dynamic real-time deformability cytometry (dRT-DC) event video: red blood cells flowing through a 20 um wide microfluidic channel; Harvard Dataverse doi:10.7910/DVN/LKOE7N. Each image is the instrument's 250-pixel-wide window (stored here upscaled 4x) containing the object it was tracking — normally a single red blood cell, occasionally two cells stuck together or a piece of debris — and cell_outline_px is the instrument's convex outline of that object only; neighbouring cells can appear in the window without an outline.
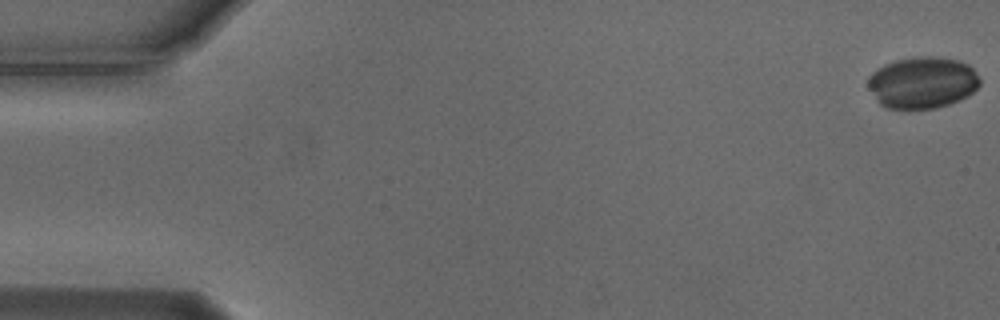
{"species": "Egyptian fruit bat (a non-hibernating species)", "species_latin": "Rousettus aegyptiacus", "temperature_condition": "cold", "stored_images_in_passage": 11, "camera_frame_rate_fps": 3000, "um_per_image_px": 0.085, "animal": {"sex": "male"}, "frame": {"image": 1, "passage_image": 1, "time_ms": 0.0, "image_size_px": [1000, 320], "cell_outline_px": [[980, 84], [968, 96], [948, 104], [936, 108], [888, 108], [880, 104], [868, 88], [868, 76], [872, 72], [884, 64], [896, 60], [920, 56], [936, 56], [956, 60], [968, 64], [976, 72], [980, 80]], "centroid_in_image_um": [78.4, 7.0], "position_along_channel_um": 6.6, "area_um2": 33.52}}